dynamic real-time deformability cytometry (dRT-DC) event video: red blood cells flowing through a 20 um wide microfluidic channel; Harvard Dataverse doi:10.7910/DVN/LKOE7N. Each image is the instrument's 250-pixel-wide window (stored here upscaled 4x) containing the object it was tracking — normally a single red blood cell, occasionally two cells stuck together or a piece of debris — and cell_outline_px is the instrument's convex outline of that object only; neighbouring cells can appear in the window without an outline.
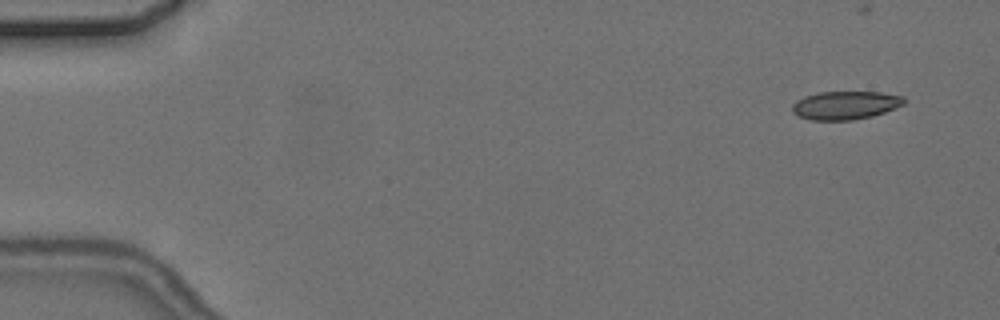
{"species": "common noctule bat (a hibernating species)", "species_latin": "Nyctalus noctula", "temperature_condition": "cold", "stored_images_in_passage": 7, "camera_frame_rate_fps": 3000, "um_per_image_px": 0.085, "animal": {"sex": "female", "body_mass_g": 24.6, "forearm_length_mm": 56.2}, "frame": {"image": 1, "passage_image": 2, "time_ms": 1.0, "image_size_px": [1000, 320], "cell_outline_px": [[904, 104], [884, 112], [872, 116], [852, 120], [812, 120], [796, 116], [792, 112], [792, 104], [796, 100], [804, 96], [820, 92], [880, 92], [904, 96]], "centroid_in_image_um": [71.81, 8.95], "position_along_channel_um": 13.2, "area_um2": 18.5}}
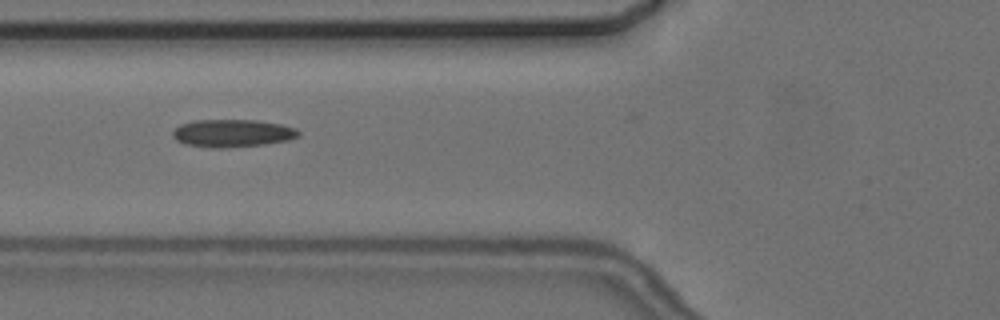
{"frame": {"image": 2, "passage_image": 6, "time_ms": 7.0, "image_size_px": [1000, 320], "cell_outline_px": [[300, 136], [288, 140], [264, 144], [224, 148], [212, 148], [188, 144], [176, 140], [172, 136], [172, 132], [180, 124], [192, 120], [256, 120], [280, 124], [296, 128], [300, 132]], "centroid_in_image_um": [19.76, 11.32], "position_along_channel_um": 106.0, "area_um2": 20.29}}
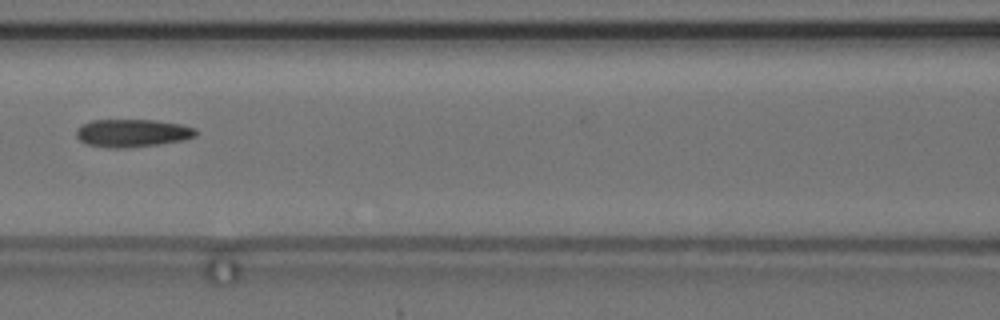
{"frame": {"image": 3, "passage_image": 7, "time_ms": 8.333, "image_size_px": [1000, 320], "cell_outline_px": [[196, 136], [184, 140], [160, 144], [124, 148], [108, 148], [88, 144], [80, 140], [76, 136], [76, 132], [80, 124], [92, 120], [156, 120], [180, 124], [196, 128]], "centroid_in_image_um": [11.25, 11.31], "position_along_channel_um": 155.4, "area_um2": 19.48}}